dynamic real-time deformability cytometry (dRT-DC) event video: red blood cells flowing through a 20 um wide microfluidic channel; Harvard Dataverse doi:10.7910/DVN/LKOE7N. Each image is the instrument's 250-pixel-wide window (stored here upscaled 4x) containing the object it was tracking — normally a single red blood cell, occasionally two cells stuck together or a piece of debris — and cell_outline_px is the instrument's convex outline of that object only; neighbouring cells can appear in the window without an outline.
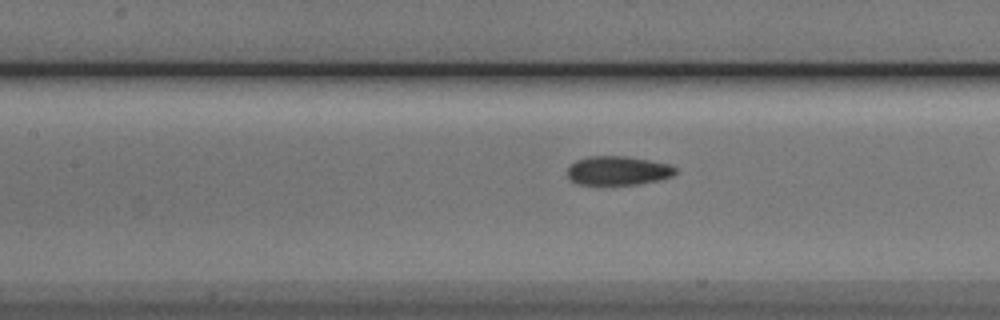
{"species": "Egyptian fruit bat (a non-hibernating species)", "species_latin": "Rousettus aegyptiacus", "temperature_condition": "cold", "stored_images_in_passage": 33, "camera_frame_rate_fps": 3000, "um_per_image_px": 0.085, "animal": {"sex": "male"}, "frame": {"image": 1, "passage_image": 15, "time_ms": 4.667, "image_size_px": [1000, 320], "cell_outline_px": [[676, 172], [672, 176], [660, 180], [640, 184], [576, 184], [568, 180], [568, 168], [576, 160], [588, 156], [624, 156], [672, 164], [676, 168]], "centroid_in_image_um": [52.53, 14.5], "position_along_channel_um": 154.9, "area_um2": 18.32}}
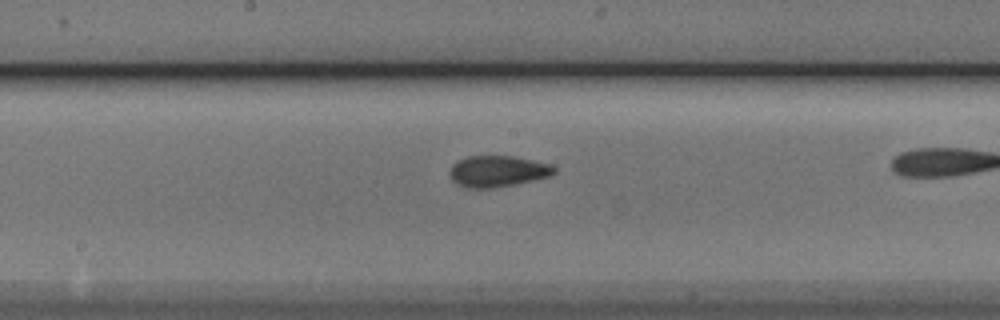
{"frame": {"image": 2, "passage_image": 19, "time_ms": 6.0, "image_size_px": [1000, 320], "cell_outline_px": [[556, 172], [548, 176], [532, 180], [512, 184], [488, 188], [468, 188], [456, 184], [452, 180], [452, 164], [456, 160], [468, 156], [512, 156], [532, 160], [548, 164], [556, 168]], "centroid_in_image_um": [42.27, 14.54], "position_along_channel_um": 205.9, "area_um2": 18.61}}
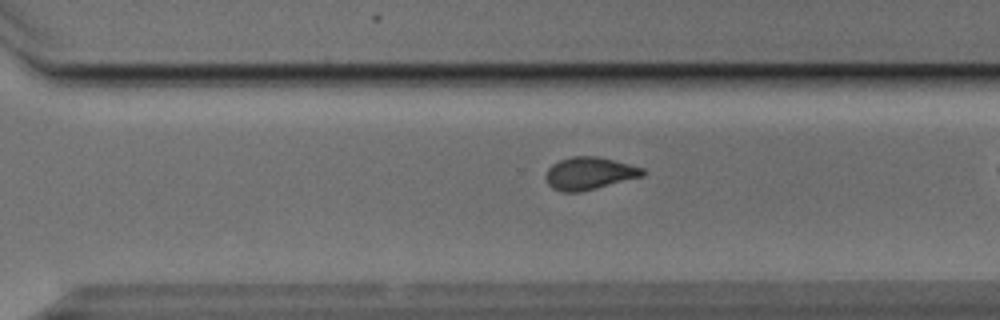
{"frame": {"image": 3, "passage_image": 28, "time_ms": 9.0, "image_size_px": [1000, 320], "cell_outline_px": [[644, 176], [580, 192], [564, 192], [552, 188], [548, 184], [544, 176], [548, 168], [552, 164], [560, 160], [572, 156], [596, 156], [644, 168]], "centroid_in_image_um": [50.06, 14.74], "position_along_channel_um": 320.5, "area_um2": 18.26}}